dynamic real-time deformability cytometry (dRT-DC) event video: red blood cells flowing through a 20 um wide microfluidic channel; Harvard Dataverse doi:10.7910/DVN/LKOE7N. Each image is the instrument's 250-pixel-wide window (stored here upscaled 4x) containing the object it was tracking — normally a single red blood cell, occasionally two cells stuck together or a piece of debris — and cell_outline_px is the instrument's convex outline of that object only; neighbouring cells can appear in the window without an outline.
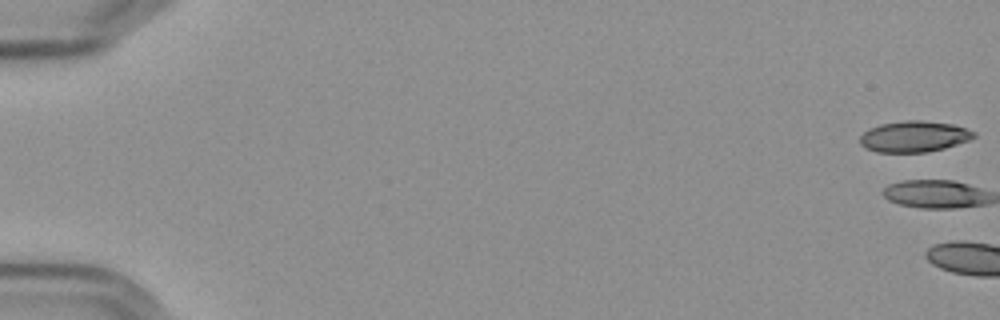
{"species": "Egyptian fruit bat (a non-hibernating species)", "species_latin": "Rousettus aegyptiacus", "temperature_condition": "cold", "stored_images_in_passage": 2, "camera_frame_rate_fps": 3000, "um_per_image_px": 0.085, "frame": {"image": 1, "passage_image": 1, "time_ms": 0.0, "image_size_px": [1000, 320], "cell_outline_px": [[976, 136], [968, 140], [944, 148], [928, 152], [876, 152], [864, 148], [860, 144], [860, 136], [868, 128], [880, 124], [904, 120], [920, 120], [952, 124], [976, 132]], "centroid_in_image_um": [77.65, 11.6], "position_along_channel_um": 7.3, "area_um2": 20.63}}